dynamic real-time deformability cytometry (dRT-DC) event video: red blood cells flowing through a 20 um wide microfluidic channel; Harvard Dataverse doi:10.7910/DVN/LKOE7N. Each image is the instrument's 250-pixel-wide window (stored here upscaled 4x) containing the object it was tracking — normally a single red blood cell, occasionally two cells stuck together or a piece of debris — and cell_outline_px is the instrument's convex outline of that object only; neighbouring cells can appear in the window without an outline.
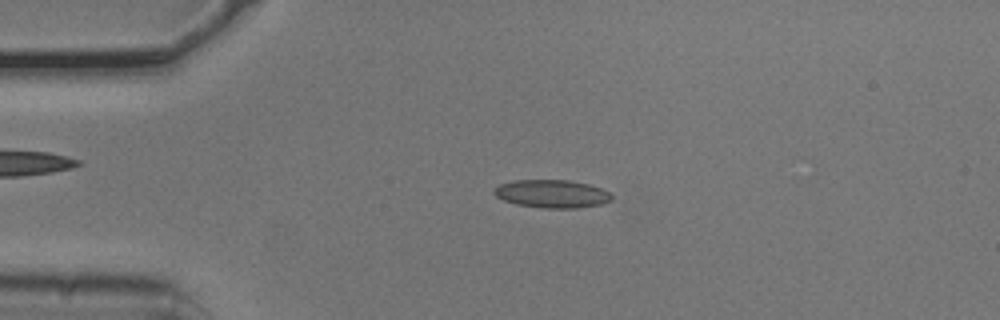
{"species": "common noctule bat (a hibernating species)", "species_latin": "Nyctalus noctula", "temperature_condition": "cold", "stored_images_in_passage": 3, "camera_frame_rate_fps": 3000, "um_per_image_px": 0.085, "animal": {"sex": "male", "body_mass_g": 20.5, "forearm_length_mm": 52.5}, "frame": {"image": 1, "passage_image": 2, "time_ms": 0.333, "image_size_px": [1000, 320], "cell_outline_px": [[612, 200], [600, 204], [576, 208], [544, 208], [516, 204], [504, 200], [496, 196], [492, 192], [500, 184], [512, 180], [568, 180], [588, 184], [600, 188], [608, 192], [612, 196]], "centroid_in_image_um": [46.9, 16.47], "position_along_channel_um": 38.1, "area_um2": 19.07}}